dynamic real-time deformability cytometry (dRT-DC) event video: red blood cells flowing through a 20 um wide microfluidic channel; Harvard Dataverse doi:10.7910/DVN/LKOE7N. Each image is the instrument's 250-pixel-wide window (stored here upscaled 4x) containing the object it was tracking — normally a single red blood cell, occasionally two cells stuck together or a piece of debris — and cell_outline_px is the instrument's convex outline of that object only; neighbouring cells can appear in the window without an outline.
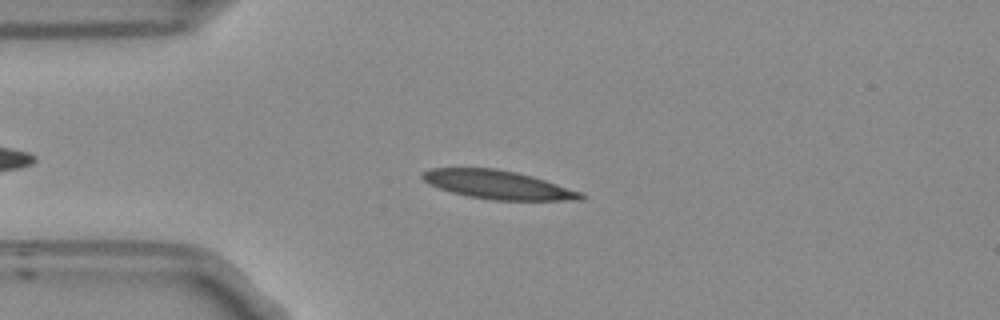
{"species": "Egyptian fruit bat (a non-hibernating species)", "species_latin": "Rousettus aegyptiacus", "temperature_condition": "room temperature", "stored_images_in_passage": 44, "camera_frame_rate_fps": 3000, "um_per_image_px": 0.085, "frame": {"image": 1, "passage_image": 7, "time_ms": 2.0, "image_size_px": [1000, 320], "cell_outline_px": [[588, 196], [580, 200], [492, 200], [468, 196], [452, 192], [428, 184], [420, 176], [424, 172], [432, 168], [496, 168], [516, 172], [532, 176], [580, 192]], "centroid_in_image_um": [42.31, 15.7], "position_along_channel_um": 42.7, "area_um2": 26.13}}
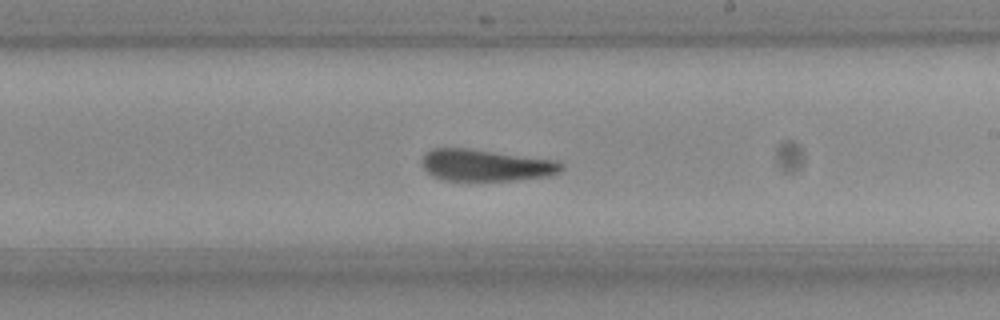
{"frame": {"image": 2, "passage_image": 25, "time_ms": 8.0, "image_size_px": [1000, 320], "cell_outline_px": [[564, 168], [560, 172], [548, 176], [516, 180], [444, 180], [432, 176], [424, 168], [420, 160], [424, 152], [432, 148], [468, 148], [556, 160], [564, 164]], "centroid_in_image_um": [41.28, 14.04], "position_along_channel_um": 247.7, "area_um2": 25.95}}
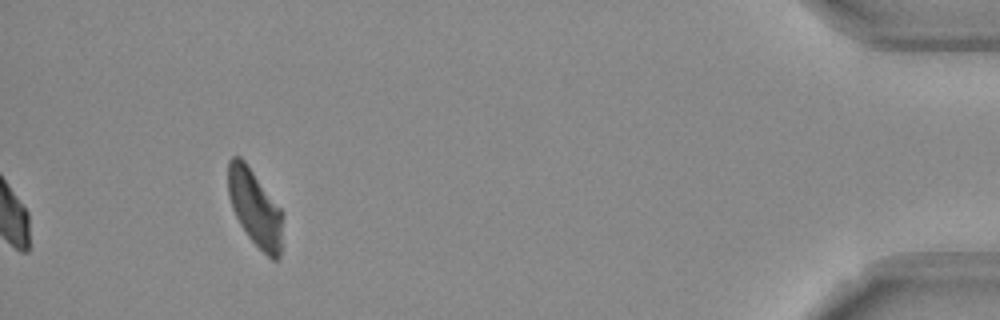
{"frame": {"image": 3, "passage_image": 44, "time_ms": 14.333, "image_size_px": [1000, 320], "cell_outline_px": [[280, 256], [276, 260], [272, 260], [248, 236], [240, 224], [232, 208], [228, 192], [228, 160], [232, 156], [240, 156], [244, 160], [280, 208]], "centroid_in_image_um": [21.61, 17.63], "position_along_channel_um": 413.6, "area_um2": 23.52}}